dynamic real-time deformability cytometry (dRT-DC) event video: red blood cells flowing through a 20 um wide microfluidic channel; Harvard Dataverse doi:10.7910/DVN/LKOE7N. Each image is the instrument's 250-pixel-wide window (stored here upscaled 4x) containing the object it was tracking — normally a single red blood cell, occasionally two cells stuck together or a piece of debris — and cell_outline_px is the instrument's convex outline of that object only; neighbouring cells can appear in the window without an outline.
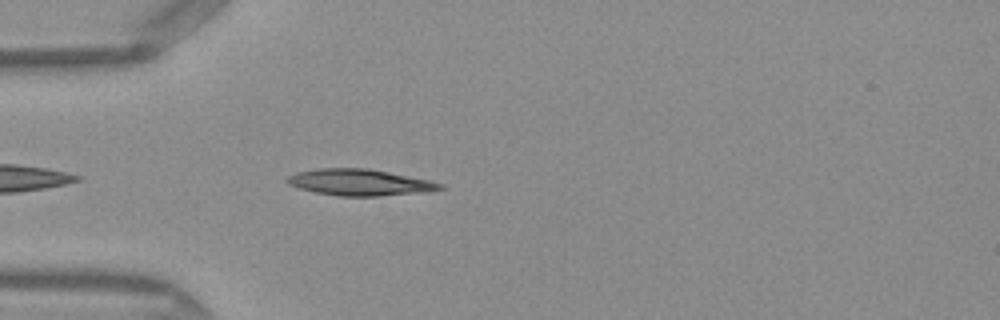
{"species": "Egyptian fruit bat (a non-hibernating species)", "species_latin": "Rousettus aegyptiacus", "temperature_condition": "warm", "stored_images_in_passage": 12, "camera_frame_rate_fps": 3000, "um_per_image_px": 0.085, "frame": {"image": 1, "passage_image": 3, "time_ms": 0.667, "image_size_px": [1000, 320], "cell_outline_px": [[444, 188], [432, 192], [376, 196], [340, 196], [316, 192], [300, 188], [288, 184], [284, 180], [288, 176], [296, 172], [320, 168], [368, 168], [432, 180], [444, 184]], "centroid_in_image_um": [30.64, 15.5], "position_along_channel_um": 54.4, "area_um2": 23.76}}
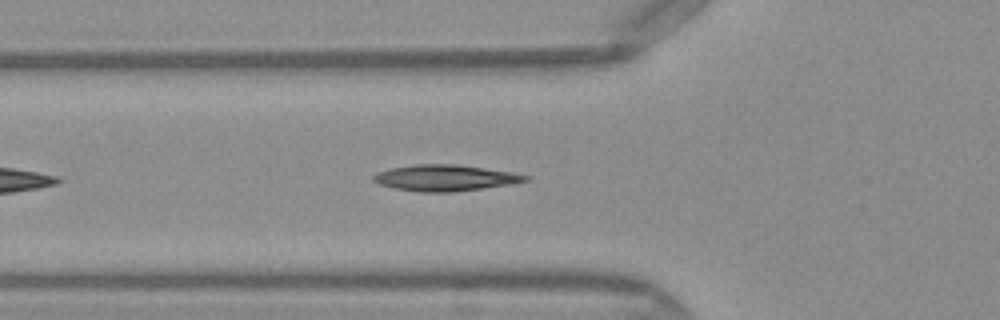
{"frame": {"image": 2, "passage_image": 6, "time_ms": 1.667, "image_size_px": [1000, 320], "cell_outline_px": [[528, 180], [512, 184], [452, 192], [416, 192], [392, 188], [380, 184], [372, 180], [372, 176], [380, 172], [392, 168], [416, 164], [456, 164], [512, 172], [528, 176]], "centroid_in_image_um": [37.81, 15.13], "position_along_channel_um": 88.0, "area_um2": 23.0}}
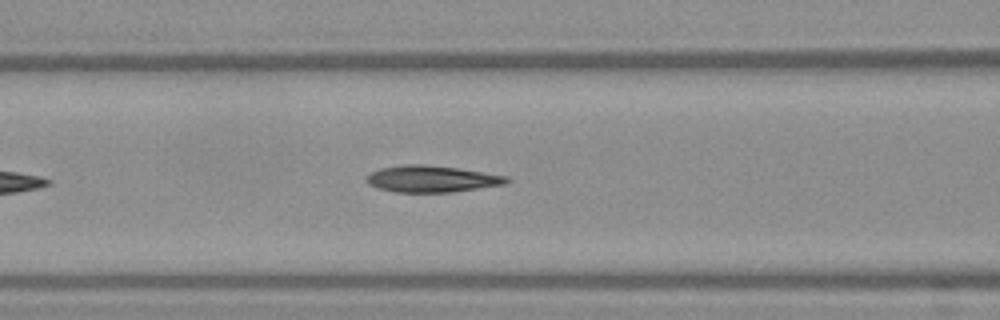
{"frame": {"image": 3, "passage_image": 9, "time_ms": 2.667, "image_size_px": [1000, 320], "cell_outline_px": [[512, 180], [508, 184], [452, 192], [396, 192], [380, 188], [368, 184], [368, 176], [372, 172], [380, 168], [404, 164], [420, 164], [456, 168], [508, 176]], "centroid_in_image_um": [36.76, 15.21], "position_along_channel_um": 129.8, "area_um2": 21.56}}